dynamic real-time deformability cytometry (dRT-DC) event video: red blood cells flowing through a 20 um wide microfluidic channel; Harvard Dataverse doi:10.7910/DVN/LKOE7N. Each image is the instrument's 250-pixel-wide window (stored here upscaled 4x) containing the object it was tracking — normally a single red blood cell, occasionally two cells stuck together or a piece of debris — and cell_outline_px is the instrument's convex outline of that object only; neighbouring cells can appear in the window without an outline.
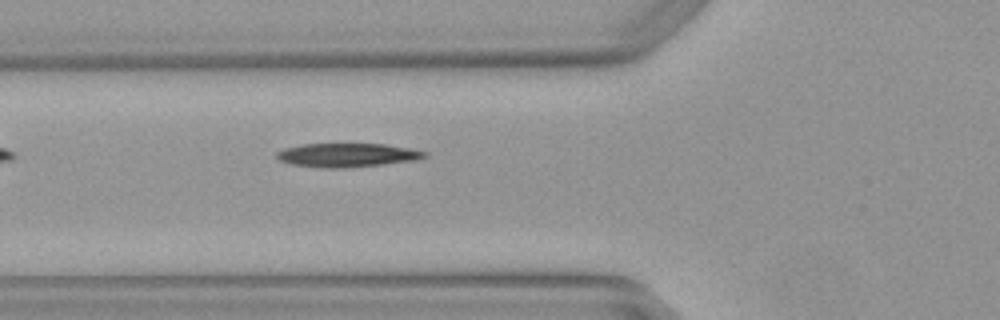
{"species": "Egyptian fruit bat (a non-hibernating species)", "species_latin": "Rousettus aegyptiacus", "temperature_condition": "warm", "stored_images_in_passage": 3, "camera_frame_rate_fps": 3000, "um_per_image_px": 0.085, "animal": {"sex": "female"}, "frame": {"image": 1, "passage_image": 3, "time_ms": 0.667, "image_size_px": [1000, 320], "cell_outline_px": [[428, 156], [416, 160], [384, 164], [348, 168], [320, 168], [292, 164], [280, 160], [276, 156], [276, 152], [284, 148], [304, 144], [384, 144], [408, 148], [428, 152]], "centroid_in_image_um": [29.52, 13.19], "position_along_channel_um": 96.3, "area_um2": 20.52}}